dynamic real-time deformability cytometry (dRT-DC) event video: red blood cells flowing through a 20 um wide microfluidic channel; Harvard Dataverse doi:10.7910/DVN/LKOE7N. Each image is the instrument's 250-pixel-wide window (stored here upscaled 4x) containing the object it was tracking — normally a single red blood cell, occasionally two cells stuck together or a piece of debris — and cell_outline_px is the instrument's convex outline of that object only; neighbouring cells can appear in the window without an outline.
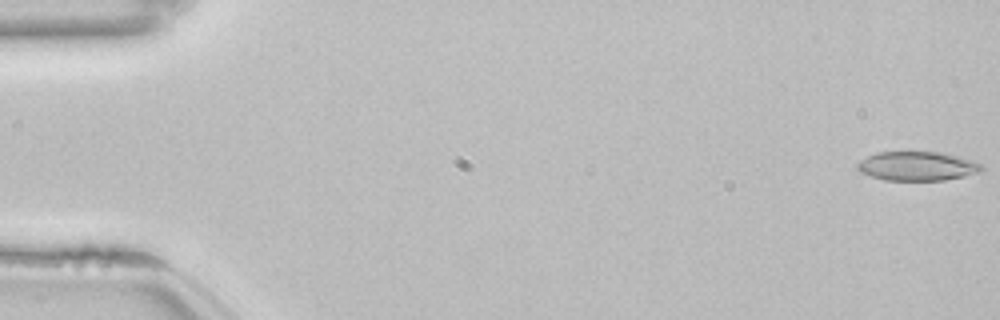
{"species": "common noctule bat (a hibernating species)", "species_latin": "Nyctalus noctula", "temperature_condition": "room temperature", "stored_images_in_passage": 52, "camera_frame_rate_fps": 3000, "um_per_image_px": 0.085, "animal": {"sex": "female", "body_mass_g": 22.7, "forearm_length_mm": 54.2}, "frame": {"image": 1, "passage_image": 1, "time_ms": 0.0, "image_size_px": [1000, 320], "cell_outline_px": [[984, 168], [980, 172], [964, 176], [944, 180], [884, 180], [860, 172], [856, 168], [856, 164], [860, 160], [876, 152], [940, 152], [976, 160]], "centroid_in_image_um": [77.98, 14.11], "position_along_channel_um": 7.0, "area_um2": 21.15}}
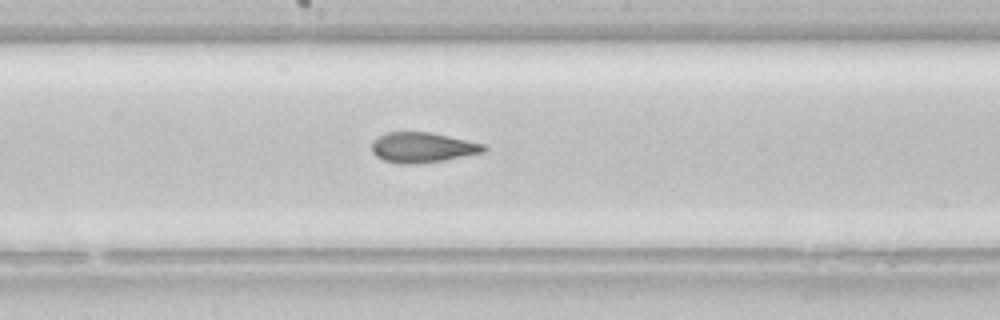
{"frame": {"image": 2, "passage_image": 29, "time_ms": 9.333, "image_size_px": [1000, 320], "cell_outline_px": [[488, 148], [484, 152], [444, 160], [416, 164], [400, 164], [384, 160], [376, 156], [372, 152], [372, 140], [388, 132], [432, 132], [484, 144]], "centroid_in_image_um": [35.91, 12.53], "position_along_channel_um": 212.3, "area_um2": 19.71}}
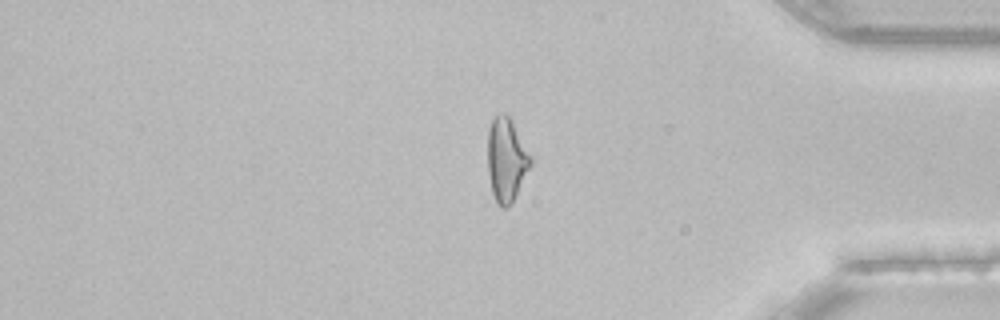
{"frame": {"image": 3, "passage_image": 45, "time_ms": 14.667, "image_size_px": [1000, 320], "cell_outline_px": [[532, 164], [512, 204], [508, 208], [500, 208], [492, 192], [488, 172], [488, 128], [496, 112], [504, 112], [512, 120], [532, 156]], "centroid_in_image_um": [43.06, 13.56], "position_along_channel_um": 392.1, "area_um2": 21.33}, "authors_computed_cell_mechanics": {"area_um2": 21.2126, "velocity_mm_per_s": 3.8576, "shape_relaxation_time_tau1_ms": null, "shape_relaxation_time_tau2_ms": 2.5311, "deformation_change_tau1": null, "deformation_change_tau2": 0.0804}}